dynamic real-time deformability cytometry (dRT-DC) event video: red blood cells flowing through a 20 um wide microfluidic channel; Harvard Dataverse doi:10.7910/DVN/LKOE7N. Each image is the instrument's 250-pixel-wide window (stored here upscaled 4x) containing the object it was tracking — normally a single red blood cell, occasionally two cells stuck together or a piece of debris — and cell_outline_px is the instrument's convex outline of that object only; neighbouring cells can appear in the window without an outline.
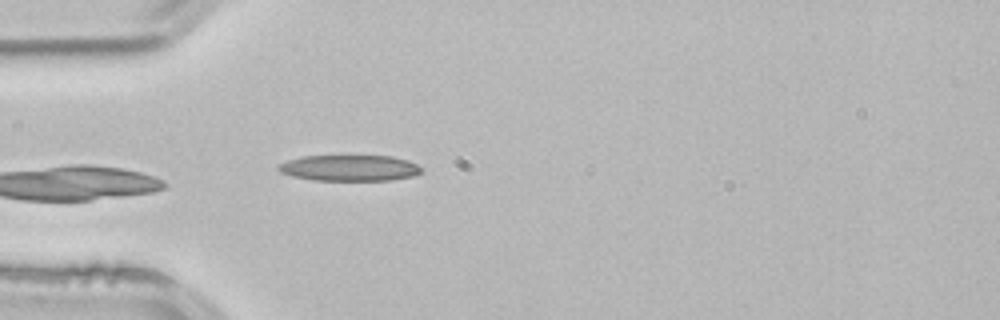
{"species": "common noctule bat (a hibernating species)", "species_latin": "Nyctalus noctula", "temperature_condition": "room temperature", "stored_images_in_passage": 2, "camera_frame_rate_fps": 3000, "um_per_image_px": 0.085, "animal": {"sex": "male", "body_mass_g": 21.5, "forearm_length_mm": 52.0}, "frame": {"image": 1, "passage_image": 2, "time_ms": 0.333, "image_size_px": [1000, 320], "cell_outline_px": [[420, 172], [412, 176], [392, 180], [312, 180], [292, 176], [280, 172], [276, 168], [276, 164], [300, 156], [392, 156], [408, 160], [416, 164], [420, 168]], "centroid_in_image_um": [29.64, 14.27], "position_along_channel_um": 55.4, "area_um2": 21.68}}